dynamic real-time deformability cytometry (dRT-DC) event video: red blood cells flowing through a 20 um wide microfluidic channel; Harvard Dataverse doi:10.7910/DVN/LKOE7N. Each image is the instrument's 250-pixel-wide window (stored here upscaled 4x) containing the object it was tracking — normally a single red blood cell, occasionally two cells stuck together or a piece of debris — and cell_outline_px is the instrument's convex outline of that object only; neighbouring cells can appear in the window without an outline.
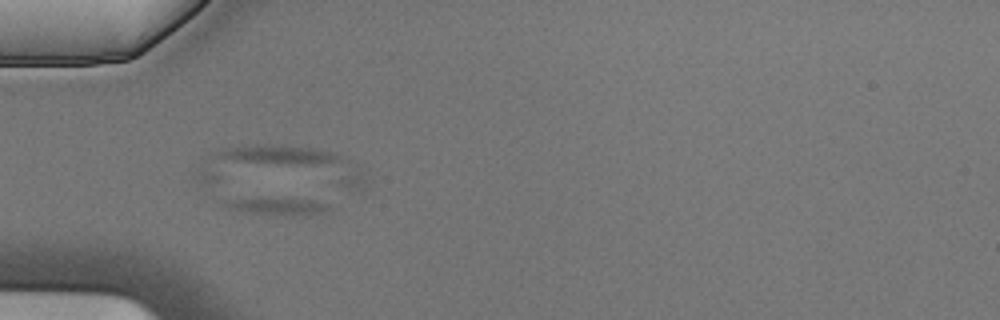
{"species": "Egyptian fruit bat (a non-hibernating species)", "species_latin": "Rousettus aegyptiacus", "temperature_condition": "cold", "stored_images_in_passage": 2, "camera_frame_rate_fps": 3000, "um_per_image_px": 0.085, "animal": {"sex": "male"}, "frame": {"image": 1, "passage_image": 1, "time_ms": 0.0, "image_size_px": [1000, 320], "cell_outline_px": [[336, 208], [328, 212], [304, 216], [240, 212], [228, 208], [220, 204], [224, 200], [260, 196], [316, 200], [328, 204]], "centroid_in_image_um": [23.61, 17.5], "position_along_channel_um": 61.4, "area_um2": 11.44}}
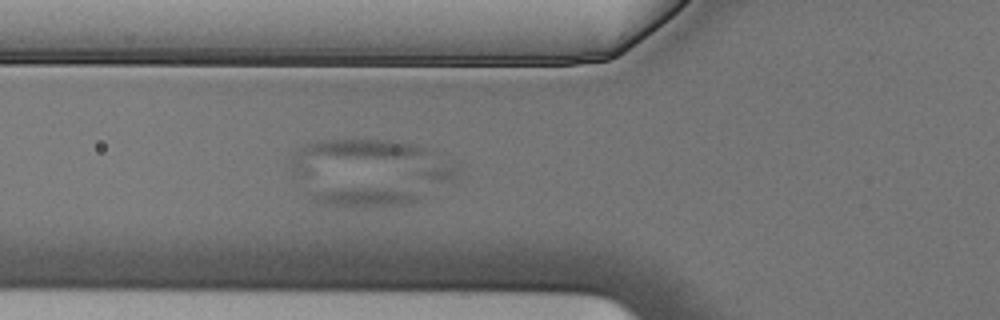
{"frame": {"image": 2, "passage_image": 2, "time_ms": 0.333, "image_size_px": [1000, 320], "cell_outline_px": [[424, 196], [420, 200], [412, 204], [380, 208], [348, 208], [320, 204], [312, 200], [316, 192], [348, 188], [376, 188], [408, 192]], "centroid_in_image_um": [31.08, 16.83], "position_along_channel_um": 94.7, "area_um2": 12.48}}